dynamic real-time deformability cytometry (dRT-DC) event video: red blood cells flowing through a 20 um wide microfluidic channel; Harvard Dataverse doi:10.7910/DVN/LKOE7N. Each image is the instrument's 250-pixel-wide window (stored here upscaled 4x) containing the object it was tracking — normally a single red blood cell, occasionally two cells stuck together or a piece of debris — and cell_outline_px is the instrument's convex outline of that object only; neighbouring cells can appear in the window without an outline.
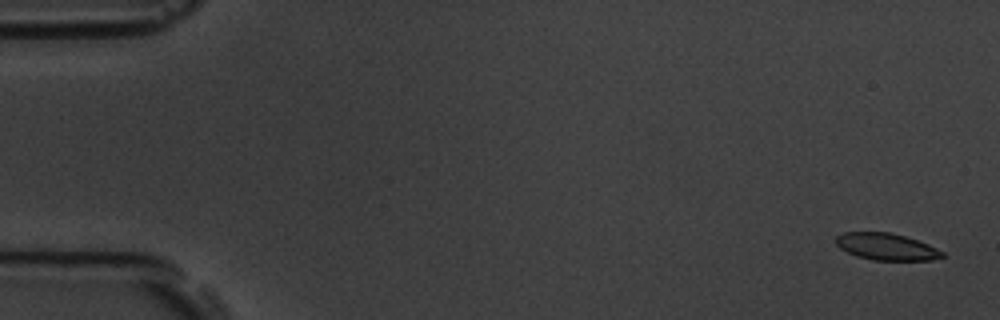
{"species": "common noctule bat (a hibernating species)", "species_latin": "Nyctalus noctula", "temperature_condition": "room temperature", "stored_images_in_passage": 5, "camera_frame_rate_fps": 3000, "um_per_image_px": 0.085, "animal": {"sex": "male", "body_mass_g": 19.5, "forearm_length_mm": 54.6}, "frame": {"image": 1, "passage_image": 1, "time_ms": 0.0, "image_size_px": [1000, 320], "cell_outline_px": [[944, 256], [932, 260], [872, 260], [856, 256], [840, 248], [836, 244], [836, 236], [844, 232], [888, 232], [904, 236], [928, 244], [944, 252]], "centroid_in_image_um": [75.33, 20.97], "position_along_channel_um": 9.7, "area_um2": 16.53}}
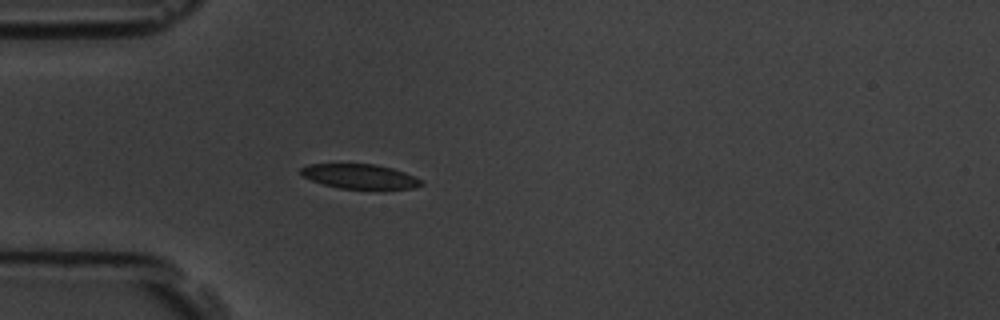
{"frame": {"image": 2, "passage_image": 5, "time_ms": 4.667, "image_size_px": [1000, 320], "cell_outline_px": [[424, 184], [412, 188], [340, 188], [324, 184], [312, 180], [304, 176], [300, 172], [300, 168], [308, 164], [376, 164], [392, 168], [404, 172], [424, 180]], "centroid_in_image_um": [30.6, 14.98], "position_along_channel_um": 54.4, "area_um2": 16.99}}